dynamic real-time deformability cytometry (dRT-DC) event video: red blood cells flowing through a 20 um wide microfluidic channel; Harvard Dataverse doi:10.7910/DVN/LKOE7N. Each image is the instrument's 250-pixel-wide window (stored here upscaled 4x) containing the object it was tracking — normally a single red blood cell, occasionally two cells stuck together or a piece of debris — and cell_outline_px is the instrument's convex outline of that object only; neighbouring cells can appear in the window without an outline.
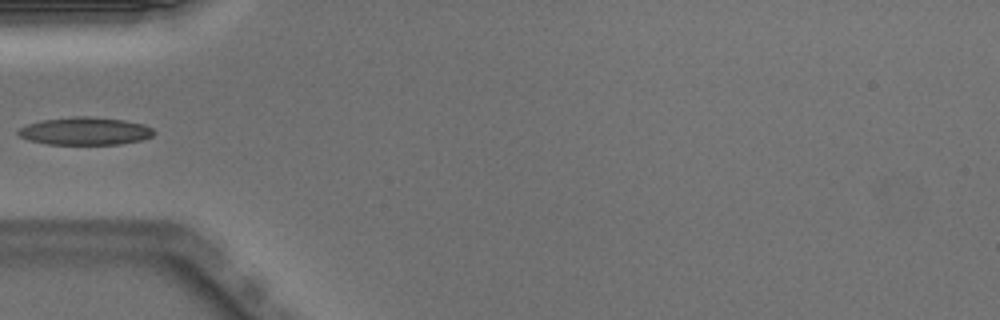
{"species": "Egyptian fruit bat (a non-hibernating species)", "species_latin": "Rousettus aegyptiacus", "temperature_condition": "warm", "stored_images_in_passage": 35, "camera_frame_rate_fps": 3000, "um_per_image_px": 0.085, "animal": {"sex": "male"}, "frame": {"image": 1, "passage_image": 1, "time_ms": 0.0, "image_size_px": [1000, 320], "cell_outline_px": [[156, 132], [152, 136], [144, 140], [120, 144], [48, 144], [28, 140], [20, 136], [16, 132], [20, 128], [28, 124], [44, 120], [72, 116], [92, 116], [124, 120], [144, 124], [152, 128]], "centroid_in_image_um": [7.27, 11.14], "position_along_channel_um": 77.7, "area_um2": 22.02}}
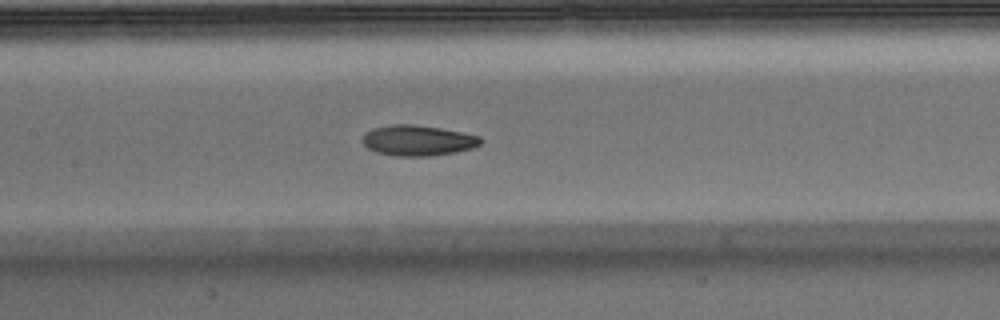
{"frame": {"image": 2, "passage_image": 8, "time_ms": 2.333, "image_size_px": [1000, 320], "cell_outline_px": [[484, 140], [480, 144], [472, 148], [452, 152], [428, 156], [396, 156], [376, 152], [368, 148], [364, 144], [364, 136], [372, 128], [392, 124], [412, 124], [440, 128], [464, 132], [480, 136]], "centroid_in_image_um": [35.55, 11.93], "position_along_channel_um": 171.9, "area_um2": 20.87}}
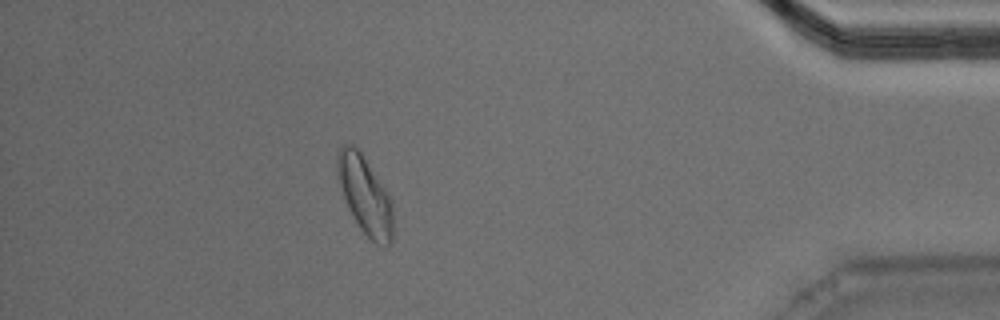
{"frame": {"image": 3, "passage_image": 29, "time_ms": 9.333, "image_size_px": [1000, 320], "cell_outline_px": [[392, 240], [388, 244], [376, 244], [360, 228], [348, 208], [336, 172], [336, 156], [340, 148], [344, 144], [352, 144], [360, 152], [392, 200]], "centroid_in_image_um": [31.0, 16.57], "position_along_channel_um": 404.2, "area_um2": 24.62}}